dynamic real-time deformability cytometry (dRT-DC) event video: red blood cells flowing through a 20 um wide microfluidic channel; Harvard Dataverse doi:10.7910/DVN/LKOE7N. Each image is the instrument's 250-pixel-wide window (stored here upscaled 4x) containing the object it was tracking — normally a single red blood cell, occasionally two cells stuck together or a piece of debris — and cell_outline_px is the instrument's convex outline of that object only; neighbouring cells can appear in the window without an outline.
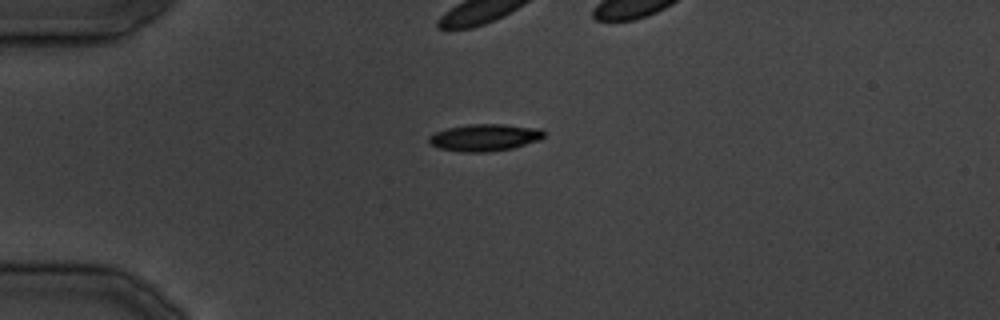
{"species": "common noctule bat (a hibernating species)", "species_latin": "Nyctalus noctula", "temperature_condition": "cold", "stored_images_in_passage": 24, "camera_frame_rate_fps": 3000, "um_per_image_px": 0.085, "animal": {"sex": "male", "body_mass_g": 19.5, "forearm_length_mm": 54.6}, "frame": {"image": 1, "passage_image": 4, "time_ms": 3.333, "image_size_px": [1000, 320], "cell_outline_px": [[544, 136], [540, 140], [512, 148], [488, 152], [464, 152], [440, 148], [432, 144], [428, 140], [428, 136], [436, 132], [448, 128], [468, 124], [504, 124], [540, 128], [544, 132]], "centroid_in_image_um": [41.22, 11.68], "position_along_channel_um": 43.8, "area_um2": 18.03}}